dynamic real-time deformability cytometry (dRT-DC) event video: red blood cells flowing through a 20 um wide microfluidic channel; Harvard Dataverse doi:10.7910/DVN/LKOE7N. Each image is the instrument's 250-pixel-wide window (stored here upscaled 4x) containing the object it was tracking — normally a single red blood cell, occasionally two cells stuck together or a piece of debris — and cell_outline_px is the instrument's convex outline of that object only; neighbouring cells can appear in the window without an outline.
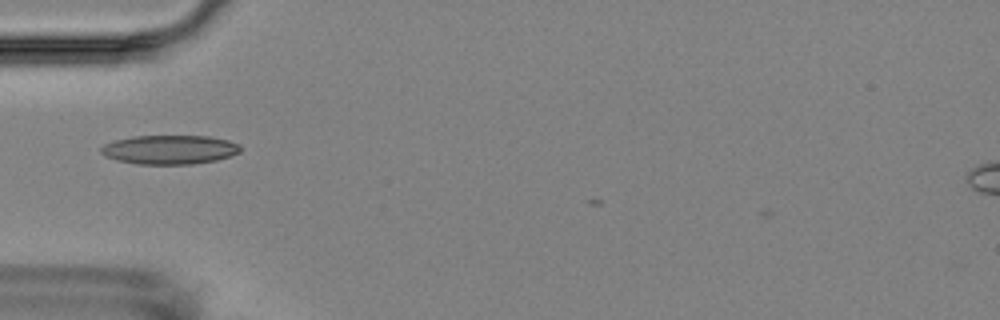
{"species": "Egyptian fruit bat (a non-hibernating species)", "species_latin": "Rousettus aegyptiacus", "temperature_condition": "room temperature", "stored_images_in_passage": 12, "camera_frame_rate_fps": 3000, "um_per_image_px": 0.085, "animal": {"sex": "female"}, "frame": {"image": 1, "passage_image": 2, "time_ms": 1.0, "image_size_px": [1000, 320], "cell_outline_px": [[240, 152], [216, 160], [192, 164], [136, 164], [116, 160], [104, 156], [100, 152], [100, 148], [104, 144], [116, 140], [132, 136], [208, 136], [228, 140], [240, 144]], "centroid_in_image_um": [14.39, 12.72], "position_along_channel_um": 70.6, "area_um2": 23.64}}
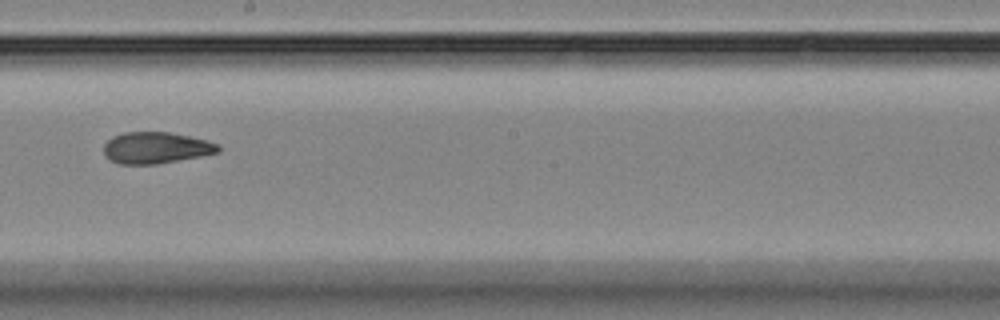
{"frame": {"image": 2, "passage_image": 6, "time_ms": 5.667, "image_size_px": [1000, 320], "cell_outline_px": [[220, 152], [200, 156], [156, 164], [120, 164], [104, 156], [104, 144], [112, 136], [124, 132], [168, 132], [208, 140], [216, 144], [220, 148]], "centroid_in_image_um": [13.23, 12.56], "position_along_channel_um": 235.0, "area_um2": 20.87}}
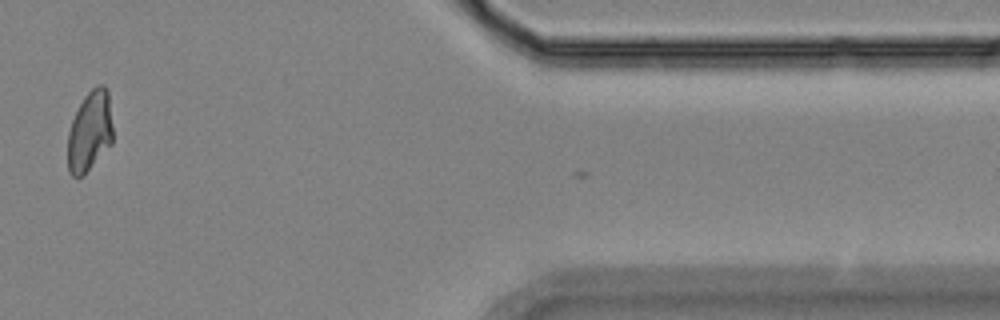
{"frame": {"image": 3, "passage_image": 11, "time_ms": 11.667, "image_size_px": [1000, 320], "cell_outline_px": [[112, 144], [84, 176], [72, 176], [68, 172], [68, 132], [72, 120], [84, 96], [96, 84], [104, 84], [108, 88], [112, 124]], "centroid_in_image_um": [7.64, 11.16], "position_along_channel_um": 403.8, "area_um2": 21.44}, "authors_computed_cell_mechanics": {"area_um2": 21.675, "velocity_mm_per_s": 3.5098, "shape_relaxation_time_tau1_ms": null, "shape_relaxation_time_tau2_ms": 1.4003, "deformation_change_tau1": null, "deformation_change_tau2": 0.064}}